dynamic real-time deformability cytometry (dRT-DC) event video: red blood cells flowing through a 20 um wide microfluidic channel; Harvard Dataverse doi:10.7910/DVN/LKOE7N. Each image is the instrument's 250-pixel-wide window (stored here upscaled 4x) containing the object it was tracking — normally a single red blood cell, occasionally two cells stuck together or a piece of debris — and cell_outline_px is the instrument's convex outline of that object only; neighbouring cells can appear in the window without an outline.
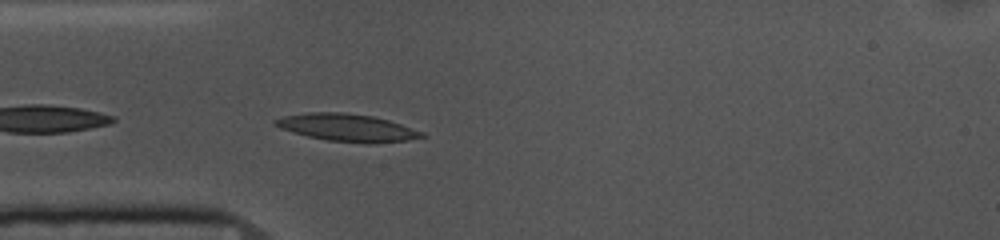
{"species": "common noctule bat (a hibernating species)", "species_latin": "Nyctalus noctula", "temperature_condition": "cold", "stored_images_in_passage": 42, "camera_frame_rate_fps": 3000, "um_per_image_px": 0.085, "animal": {"sex": "female", "body_mass_g": 10.0, "forearm_length_mm": 53.1}, "frame": {"image": 1, "passage_image": 2, "time_ms": 0.333, "image_size_px": [1000, 240], "cell_outline_px": [[428, 136], [408, 140], [368, 144], [328, 140], [308, 136], [280, 128], [272, 124], [272, 120], [284, 116], [308, 112], [344, 112], [372, 116], [388, 120], [424, 132]], "centroid_in_image_um": [29.51, 10.85], "position_along_channel_um": 55.5, "area_um2": 23.47}}
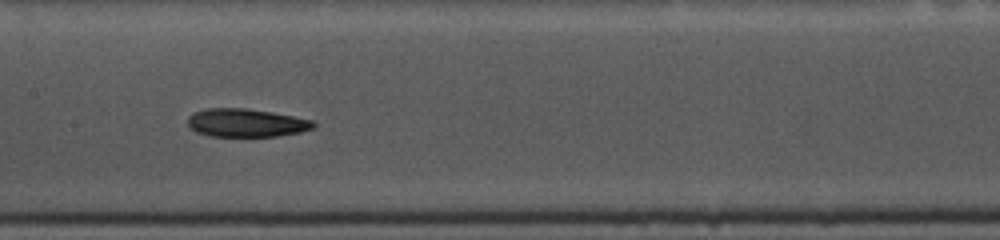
{"frame": {"image": 2, "passage_image": 13, "time_ms": 4.0, "image_size_px": [1000, 240], "cell_outline_px": [[316, 124], [312, 128], [300, 132], [276, 136], [212, 136], [196, 132], [188, 124], [188, 116], [196, 112], [208, 108], [248, 108], [272, 112], [312, 120]], "centroid_in_image_um": [20.92, 10.43], "position_along_channel_um": 186.5, "area_um2": 20.46}}
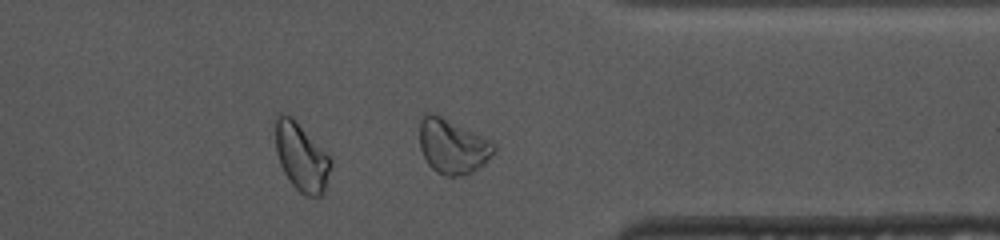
{"frame": {"image": 3, "passage_image": 29, "time_ms": 9.333, "image_size_px": [1000, 240], "cell_outline_px": [[496, 152], [484, 164], [472, 172], [464, 176], [444, 176], [436, 172], [428, 164], [420, 148], [420, 116], [424, 112], [436, 112], [492, 140], [496, 148]], "centroid_in_image_um": [38.48, 12.4], "position_along_channel_um": 372.9, "area_um2": 24.39}, "authors_computed_cell_mechanics": {"area_um2": 21.2704, "velocity_mm_per_s": 3.6278, "shape_relaxation_time_tau1_ms": 2.9218, "shape_relaxation_time_tau2_ms": 6.37, "deformation_change_tau1": 0.117, "deformation_change_tau2": 0.149}}